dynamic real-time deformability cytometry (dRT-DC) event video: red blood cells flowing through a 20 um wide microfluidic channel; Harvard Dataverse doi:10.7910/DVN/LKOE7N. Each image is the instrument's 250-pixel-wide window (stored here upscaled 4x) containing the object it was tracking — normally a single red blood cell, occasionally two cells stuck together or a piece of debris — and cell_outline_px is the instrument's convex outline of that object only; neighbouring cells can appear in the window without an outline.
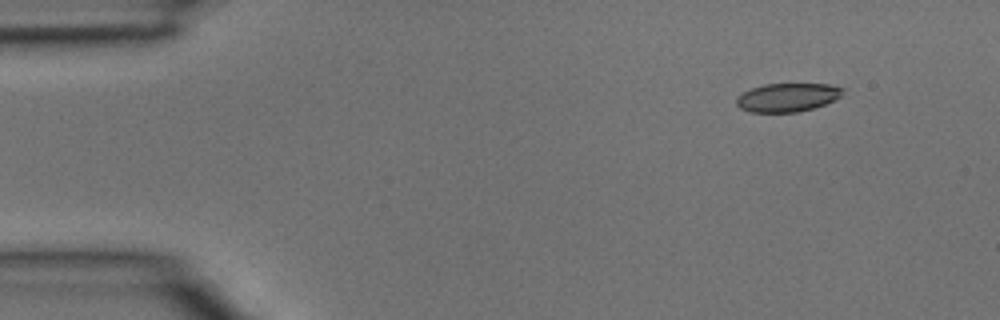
{"species": "common noctule bat (a hibernating species)", "species_latin": "Nyctalus noctula", "temperature_condition": "room temperature", "stored_images_in_passage": 5, "segment_of_instrument_passage": [2, 2], "camera_frame_rate_fps": 3000, "um_per_image_px": 0.085, "animal": {"sex": "male", "body_mass_g": 15.6}, "frame": {"image": 1, "passage_image": 5, "time_ms": 1.333, "image_size_px": [1000, 320], "cell_outline_px": [[844, 88], [840, 96], [824, 104], [812, 108], [796, 112], [748, 112], [740, 108], [736, 104], [736, 96], [752, 88], [764, 84], [832, 84]], "centroid_in_image_um": [66.89, 8.27], "position_along_channel_um": 18.1, "area_um2": 17.57}}